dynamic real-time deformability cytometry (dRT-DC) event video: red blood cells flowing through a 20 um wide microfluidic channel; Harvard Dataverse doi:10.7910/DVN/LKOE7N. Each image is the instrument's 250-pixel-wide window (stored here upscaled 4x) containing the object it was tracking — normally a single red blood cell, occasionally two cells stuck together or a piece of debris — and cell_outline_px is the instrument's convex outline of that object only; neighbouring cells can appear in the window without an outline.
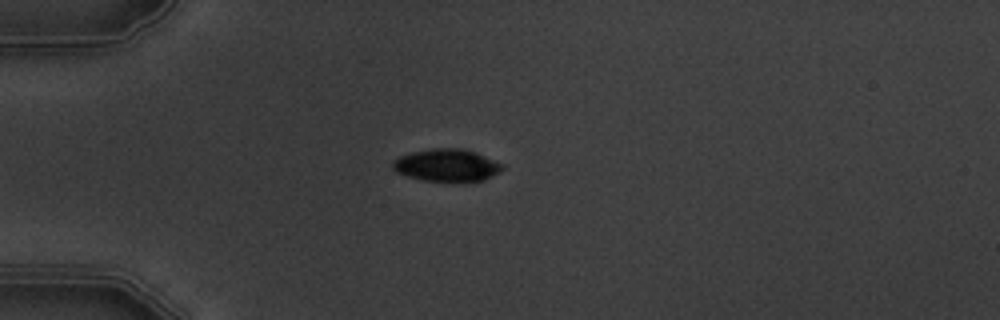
{"species": "common noctule bat (a hibernating species)", "species_latin": "Nyctalus noctula", "temperature_condition": "warm", "stored_images_in_passage": 5, "camera_frame_rate_fps": 3000, "um_per_image_px": 0.085, "animal": {"sex": "male", "body_mass_g": 19.5, "forearm_length_mm": 54.6}, "frame": {"image": 1, "passage_image": 4, "time_ms": 3.333, "image_size_px": [1000, 320], "cell_outline_px": [[504, 168], [500, 172], [484, 180], [424, 180], [408, 176], [396, 172], [392, 168], [392, 160], [400, 156], [412, 152], [432, 148], [464, 148], [476, 152], [504, 164]], "centroid_in_image_um": [37.98, 14.02], "position_along_channel_um": 47.0, "area_um2": 20.52}}